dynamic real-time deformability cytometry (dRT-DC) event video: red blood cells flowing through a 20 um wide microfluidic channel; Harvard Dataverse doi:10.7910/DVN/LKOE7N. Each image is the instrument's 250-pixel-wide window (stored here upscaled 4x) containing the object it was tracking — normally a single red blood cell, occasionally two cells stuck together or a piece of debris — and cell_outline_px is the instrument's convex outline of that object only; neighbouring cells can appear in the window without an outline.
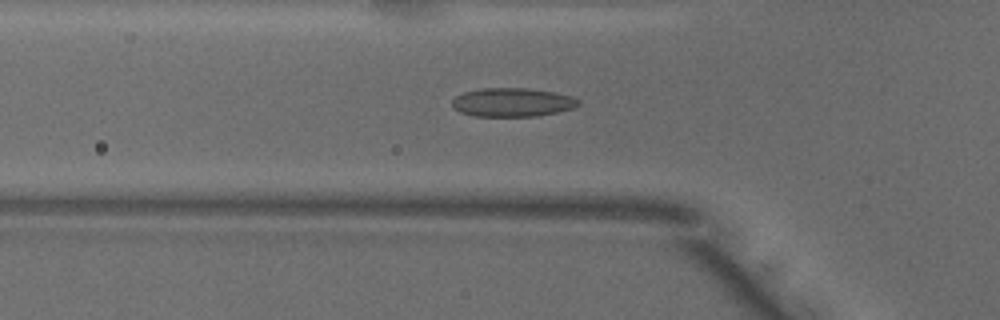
{"species": "common noctule bat (a hibernating species)", "species_latin": "Nyctalus noctula", "temperature_condition": "warm", "stored_images_in_passage": 44, "camera_frame_rate_fps": 3000, "um_per_image_px": 0.085, "animal": {"sex": "male", "body_mass_g": 18.8}, "frame": {"image": 1, "passage_image": 15, "time_ms": 4.667, "image_size_px": [1000, 320], "cell_outline_px": [[580, 104], [572, 108], [556, 112], [536, 116], [476, 116], [460, 112], [452, 108], [452, 100], [456, 96], [464, 92], [484, 88], [528, 88], [552, 92], [572, 96], [580, 100]], "centroid_in_image_um": [43.53, 8.69], "position_along_channel_um": 82.3, "area_um2": 21.04}}
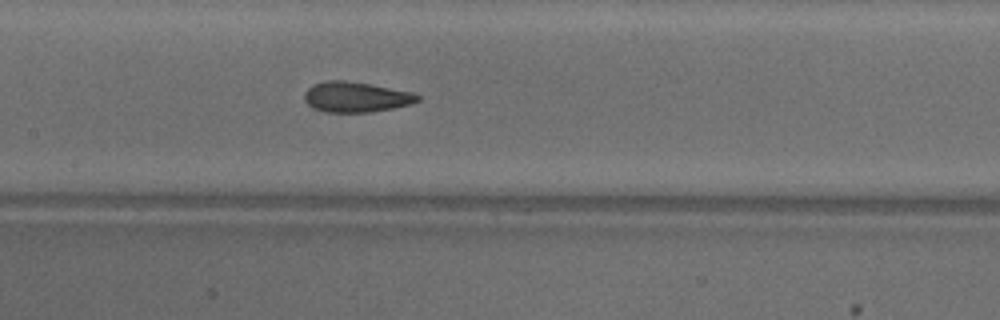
{"frame": {"image": 2, "passage_image": 22, "time_ms": 7.0, "image_size_px": [1000, 320], "cell_outline_px": [[420, 100], [412, 104], [372, 112], [324, 112], [312, 108], [304, 100], [304, 92], [312, 84], [328, 80], [344, 80], [372, 84], [412, 92], [420, 96]], "centroid_in_image_um": [30.24, 8.24], "position_along_channel_um": 177.2, "area_um2": 20.23}}
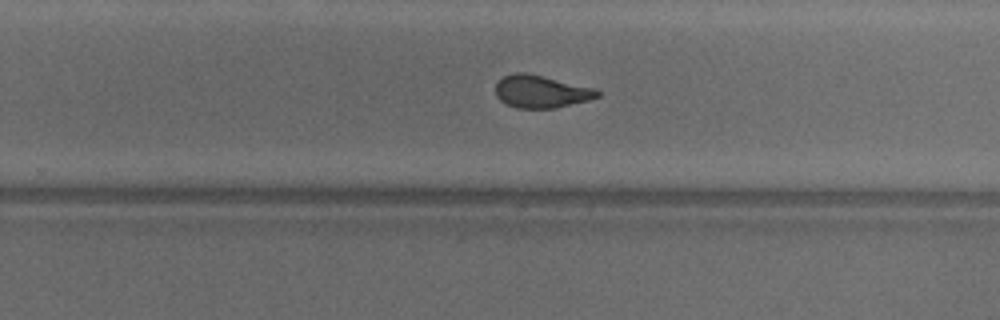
{"frame": {"image": 3, "passage_image": 30, "time_ms": 9.667, "image_size_px": [1000, 320], "cell_outline_px": [[600, 96], [588, 100], [556, 108], [516, 108], [504, 104], [496, 96], [496, 84], [504, 76], [516, 72], [524, 72], [596, 88], [600, 92]], "centroid_in_image_um": [45.99, 7.79], "position_along_channel_um": 283.8, "area_um2": 19.31}, "authors_computed_cell_mechanics": {"area_um2": 20.2011, "velocity_mm_per_s": 4.0166, "shape_relaxation_time_tau1_ms": 9.2468, "shape_relaxation_time_tau2_ms": 2.082, "deformation_change_tau1": 0.2179, "deformation_change_tau2": 0.0908}}